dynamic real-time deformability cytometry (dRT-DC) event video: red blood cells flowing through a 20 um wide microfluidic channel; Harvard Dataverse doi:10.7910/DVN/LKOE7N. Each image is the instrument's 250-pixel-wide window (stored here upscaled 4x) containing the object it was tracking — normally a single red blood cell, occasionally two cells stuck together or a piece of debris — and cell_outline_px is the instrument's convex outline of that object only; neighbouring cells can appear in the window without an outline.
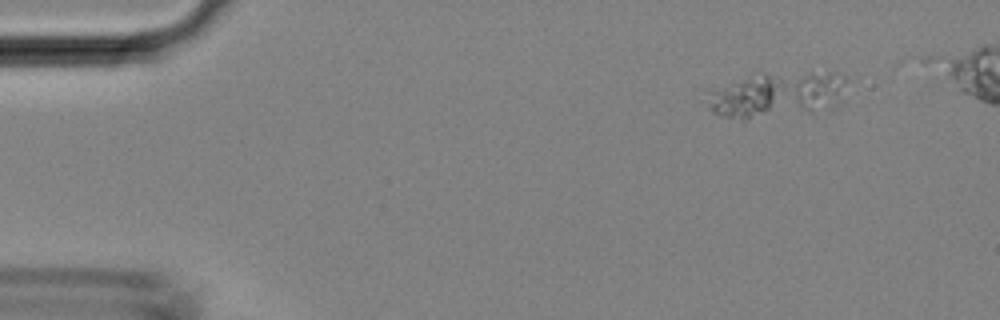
{"species": "Egyptian fruit bat (a non-hibernating species)", "species_latin": "Rousettus aegyptiacus", "temperature_condition": "room temperature", "stored_images_in_passage": 11, "camera_frame_rate_fps": 3000, "um_per_image_px": 0.085, "animal": {"sex": "female"}, "frame": {"image": 1, "passage_image": 1, "time_ms": 0.0, "image_size_px": [1000, 320], "cell_outline_px": [[848, 80], [840, 104], [832, 108], [812, 116], [796, 100], [788, 84], [808, 72], [832, 72], [844, 76]], "centroid_in_image_um": [69.61, 7.73], "position_along_channel_um": 15.4, "area_um2": 13.01}}